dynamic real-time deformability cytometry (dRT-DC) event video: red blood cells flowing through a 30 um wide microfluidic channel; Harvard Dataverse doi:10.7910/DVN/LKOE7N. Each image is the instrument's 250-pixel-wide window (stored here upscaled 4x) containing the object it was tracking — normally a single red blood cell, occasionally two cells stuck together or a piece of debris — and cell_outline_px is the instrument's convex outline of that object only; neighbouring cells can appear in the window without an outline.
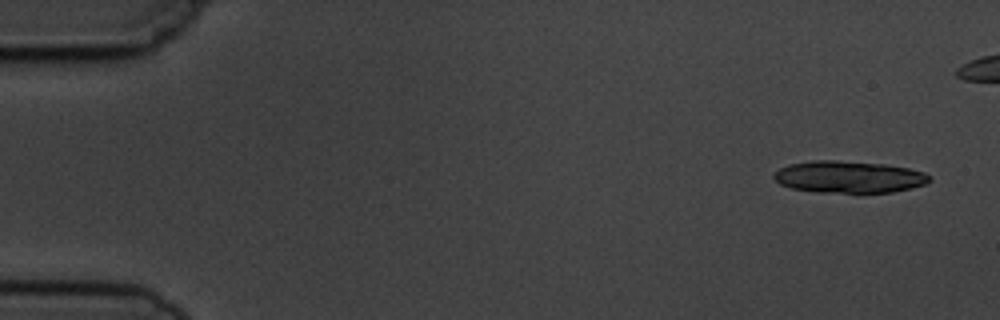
{"species": "common noctule bat (a hibernating species)", "species_latin": "Nyctalus noctula", "temperature_condition": "cold", "stored_images_in_passage": 6, "camera_frame_rate_fps": 3000, "um_per_image_px": 0.085, "animal": {"sex": "male", "body_mass_g": 19.5, "forearm_length_mm": 54.6}, "frame": {"image": 1, "passage_image": 1, "time_ms": 0.0, "image_size_px": [1000, 320], "cell_outline_px": [[932, 180], [924, 184], [912, 188], [892, 192], [820, 192], [792, 188], [780, 184], [772, 176], [780, 168], [788, 164], [812, 160], [836, 160], [884, 164], [908, 168], [924, 172], [932, 176]], "centroid_in_image_um": [72.17, 15.03], "position_along_channel_um": 12.8, "area_um2": 28.9}}
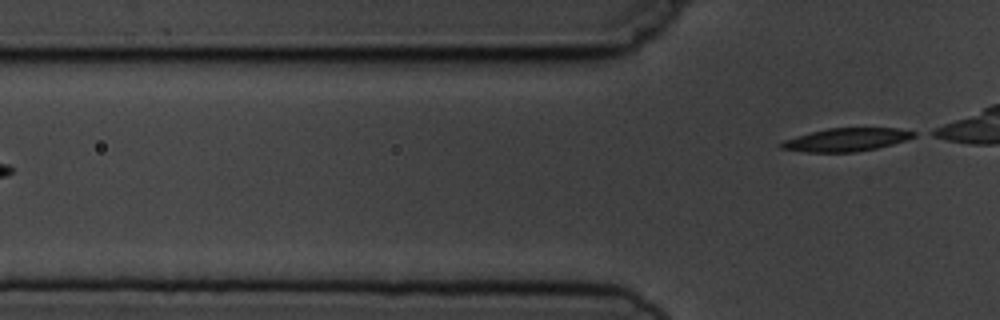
{"frame": {"image": 2, "passage_image": 6, "time_ms": 6.667, "image_size_px": [1000, 320], "cell_outline_px": [[916, 136], [892, 144], [876, 148], [856, 152], [804, 152], [780, 148], [776, 144], [784, 140], [796, 136], [828, 128], [900, 128], [916, 132]], "centroid_in_image_um": [71.9, 11.87], "position_along_channel_um": 53.9, "area_um2": 17.86}}